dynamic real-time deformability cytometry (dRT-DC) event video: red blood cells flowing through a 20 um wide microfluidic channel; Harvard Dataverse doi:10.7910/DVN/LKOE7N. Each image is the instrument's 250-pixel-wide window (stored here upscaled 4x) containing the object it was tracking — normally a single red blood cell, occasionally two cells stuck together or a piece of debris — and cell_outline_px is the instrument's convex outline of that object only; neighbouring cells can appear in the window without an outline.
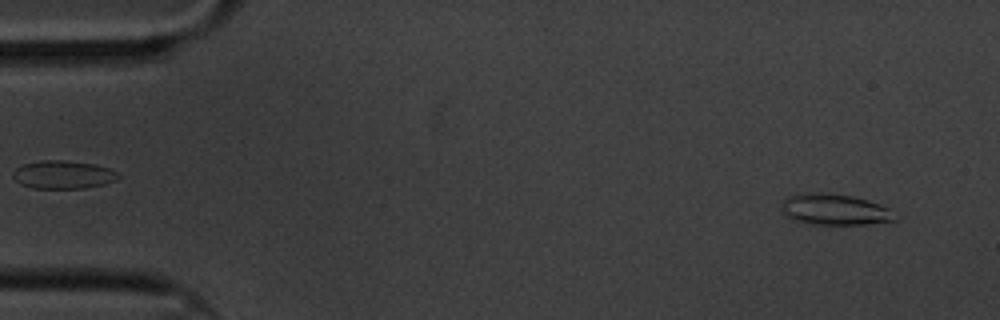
{"species": "common noctule bat (a hibernating species)", "species_latin": "Nyctalus noctula", "temperature_condition": "cold", "stored_images_in_passage": 59, "camera_frame_rate_fps": 3000, "um_per_image_px": 0.085, "animal": {"sex": "male", "body_mass_g": 20.1, "forearm_length_mm": 53.5}, "frame": {"image": 1, "passage_image": 3, "time_ms": 0.667, "image_size_px": [1000, 320], "cell_outline_px": [[896, 220], [864, 224], [808, 224], [792, 220], [784, 216], [780, 208], [780, 200], [796, 192], [828, 192], [852, 196], [868, 200], [880, 204], [888, 208]], "centroid_in_image_um": [70.8, 17.78], "position_along_channel_um": 14.2, "area_um2": 20.98}}
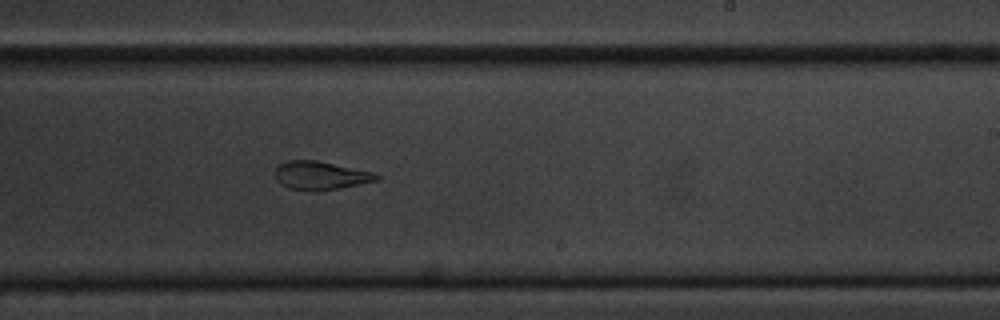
{"frame": {"image": 2, "passage_image": 35, "time_ms": 11.333, "image_size_px": [1000, 320], "cell_outline_px": [[380, 180], [340, 188], [288, 188], [280, 184], [276, 180], [276, 168], [280, 164], [288, 160], [316, 160], [372, 172], [380, 176]], "centroid_in_image_um": [27.26, 14.88], "position_along_channel_um": 261.7, "area_um2": 16.07}}
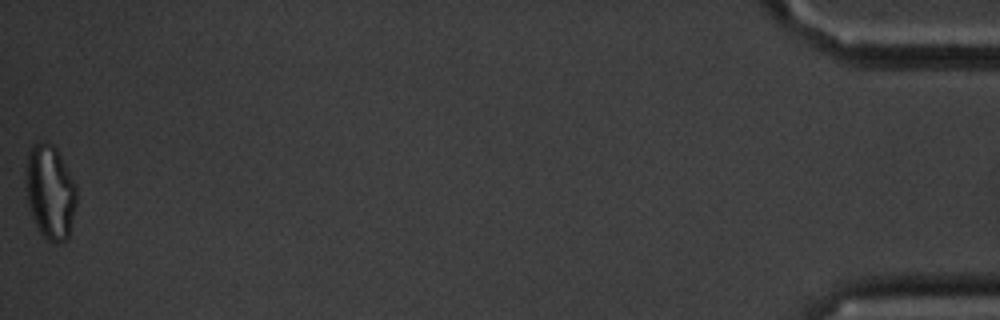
{"frame": {"image": 3, "passage_image": 59, "time_ms": 19.333, "image_size_px": [1000, 320], "cell_outline_px": [[76, 204], [68, 236], [64, 240], [56, 244], [52, 244], [36, 228], [28, 204], [24, 188], [24, 168], [28, 152], [32, 144], [52, 144], [56, 148], [76, 184]], "centroid_in_image_um": [4.22, 16.33], "position_along_channel_um": 431.0, "area_um2": 28.15}, "authors_computed_cell_mechanics": {"area_um2": 18.207, "velocity_mm_per_s": 3.319, "shape_relaxation_time_tau1_ms": 8.9637, "shape_relaxation_time_tau2_ms": 3.0944, "deformation_change_tau1": 0.2083, "deformation_change_tau2": 0.0929}}